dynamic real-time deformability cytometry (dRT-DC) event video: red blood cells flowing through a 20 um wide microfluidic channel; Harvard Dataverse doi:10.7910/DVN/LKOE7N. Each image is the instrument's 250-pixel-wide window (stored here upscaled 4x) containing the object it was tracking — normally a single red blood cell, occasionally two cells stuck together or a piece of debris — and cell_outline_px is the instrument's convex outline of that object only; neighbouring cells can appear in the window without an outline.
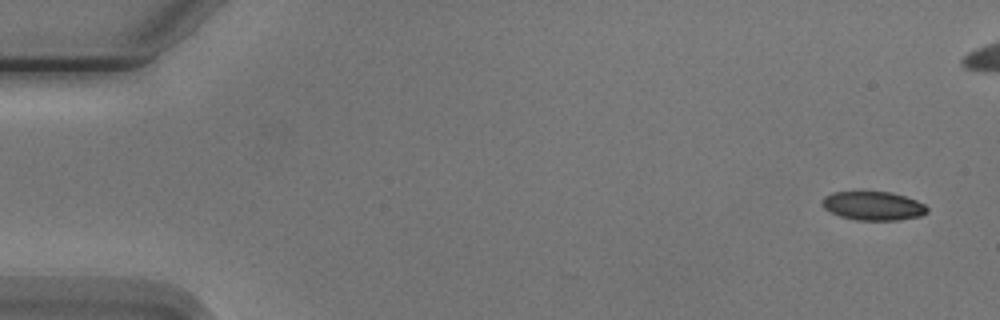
{"species": "Egyptian fruit bat (a non-hibernating species)", "species_latin": "Rousettus aegyptiacus", "temperature_condition": "cold", "stored_images_in_passage": 6, "camera_frame_rate_fps": 3000, "um_per_image_px": 0.085, "animal": {"sex": "male"}, "frame": {"image": 1, "passage_image": 1, "time_ms": 0.0, "image_size_px": [1000, 320], "cell_outline_px": [[928, 212], [920, 216], [896, 220], [856, 220], [840, 216], [824, 208], [820, 204], [820, 200], [824, 196], [832, 192], [892, 192], [916, 200], [924, 204], [928, 208]], "centroid_in_image_um": [74.19, 17.49], "position_along_channel_um": 10.8, "area_um2": 17.63}}